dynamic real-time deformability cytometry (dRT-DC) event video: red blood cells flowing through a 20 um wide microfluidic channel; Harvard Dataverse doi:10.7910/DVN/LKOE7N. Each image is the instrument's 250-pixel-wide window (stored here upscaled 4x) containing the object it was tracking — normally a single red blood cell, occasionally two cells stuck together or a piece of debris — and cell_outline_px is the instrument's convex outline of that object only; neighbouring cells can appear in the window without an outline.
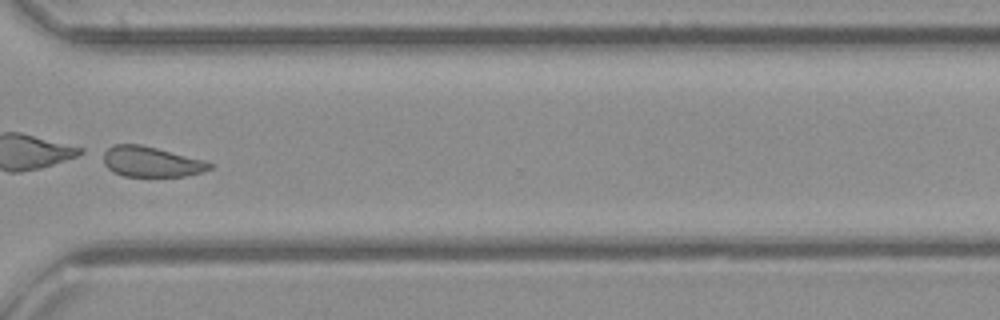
{"species": "common noctule bat (a hibernating species)", "species_latin": "Nyctalus noctula", "temperature_condition": "cold", "stored_images_in_passage": 40, "camera_frame_rate_fps": 3000, "um_per_image_px": 0.085, "animal": {"sex": "female", "body_mass_g": 21.9}, "frame": {"image": 1, "passage_image": 29, "time_ms": 9.333, "image_size_px": [1000, 320], "cell_outline_px": [[212, 168], [200, 172], [184, 176], [124, 176], [112, 172], [104, 164], [100, 152], [112, 144], [140, 144], [204, 160], [212, 164]], "centroid_in_image_um": [12.75, 13.73], "position_along_channel_um": 357.8, "area_um2": 18.9}}